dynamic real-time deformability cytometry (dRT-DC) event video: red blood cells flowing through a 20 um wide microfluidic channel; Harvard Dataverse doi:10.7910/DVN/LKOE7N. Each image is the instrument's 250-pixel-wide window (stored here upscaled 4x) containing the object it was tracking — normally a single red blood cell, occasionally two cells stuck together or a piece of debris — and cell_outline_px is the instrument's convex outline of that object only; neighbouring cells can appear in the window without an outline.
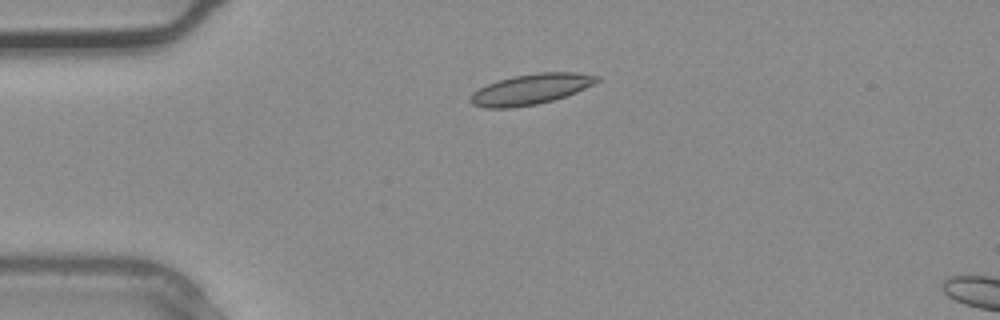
{"species": "common noctule bat (a hibernating species)", "species_latin": "Nyctalus noctula", "temperature_condition": "warm", "stored_images_in_passage": 3, "camera_frame_rate_fps": 3000, "um_per_image_px": 0.085, "animal": {"sex": "male", "body_mass_g": 20.4}, "frame": {"image": 1, "passage_image": 2, "time_ms": 0.333, "image_size_px": [1000, 320], "cell_outline_px": [[600, 80], [576, 92], [552, 100], [536, 104], [512, 108], [484, 108], [472, 104], [468, 100], [472, 92], [488, 84], [512, 76], [540, 72], [576, 72], [600, 76]], "centroid_in_image_um": [45.09, 7.58], "position_along_channel_um": 39.9, "area_um2": 22.37}}